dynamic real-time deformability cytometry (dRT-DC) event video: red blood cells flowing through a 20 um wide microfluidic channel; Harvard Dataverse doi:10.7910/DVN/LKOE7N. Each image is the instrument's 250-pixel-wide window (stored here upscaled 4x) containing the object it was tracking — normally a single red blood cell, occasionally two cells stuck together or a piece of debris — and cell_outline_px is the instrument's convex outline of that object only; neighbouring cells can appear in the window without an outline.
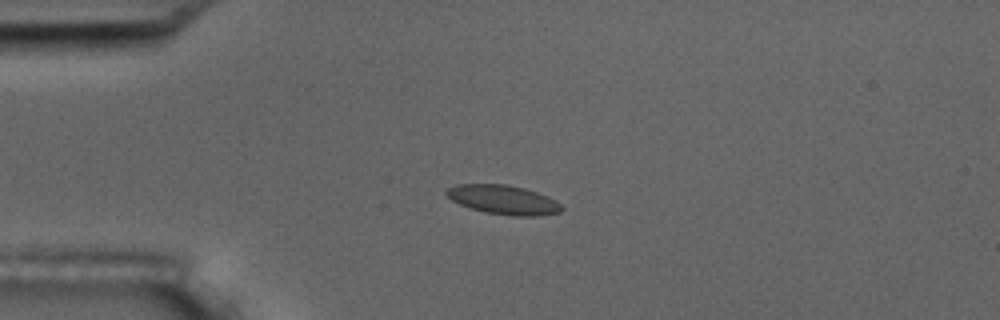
{"species": "common noctule bat (a hibernating species)", "species_latin": "Nyctalus noctula", "temperature_condition": "room temperature", "stored_images_in_passage": 5, "camera_frame_rate_fps": 3000, "um_per_image_px": 0.085, "animal": {"sex": "male", "body_mass_g": 17.5, "forearm_length_mm": 52.3}, "frame": {"image": 1, "passage_image": 4, "time_ms": 3.333, "image_size_px": [1000, 320], "cell_outline_px": [[564, 208], [560, 212], [536, 216], [512, 216], [484, 212], [468, 208], [452, 200], [444, 192], [448, 188], [456, 184], [508, 184], [524, 188], [548, 196], [556, 200]], "centroid_in_image_um": [42.78, 16.98], "position_along_channel_um": 42.2, "area_um2": 19.71}}